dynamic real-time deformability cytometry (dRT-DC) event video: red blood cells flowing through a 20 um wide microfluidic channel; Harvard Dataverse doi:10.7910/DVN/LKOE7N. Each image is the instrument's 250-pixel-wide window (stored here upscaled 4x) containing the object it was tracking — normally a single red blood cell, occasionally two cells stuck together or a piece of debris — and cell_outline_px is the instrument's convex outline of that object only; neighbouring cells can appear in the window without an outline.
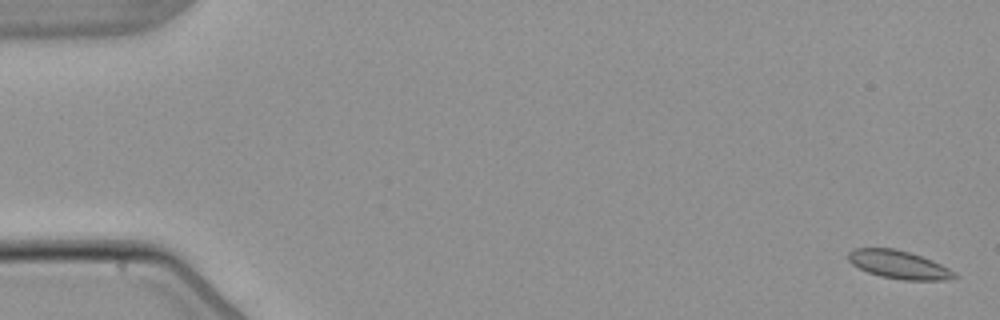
{"species": "common noctule bat (a hibernating species)", "species_latin": "Nyctalus noctula", "temperature_condition": "warm", "stored_images_in_passage": 5, "camera_frame_rate_fps": 3000, "um_per_image_px": 0.085, "animal": {"sex": "male", "body_mass_g": 21.5, "forearm_length_mm": 52.0}, "frame": {"image": 1, "passage_image": 1, "time_ms": 0.0, "image_size_px": [1000, 320], "cell_outline_px": [[960, 276], [948, 280], [904, 280], [880, 276], [868, 272], [852, 264], [848, 260], [848, 252], [856, 248], [892, 248], [908, 252], [932, 260], [956, 272]], "centroid_in_image_um": [76.42, 22.5], "position_along_channel_um": 8.6, "area_um2": 17.34}}